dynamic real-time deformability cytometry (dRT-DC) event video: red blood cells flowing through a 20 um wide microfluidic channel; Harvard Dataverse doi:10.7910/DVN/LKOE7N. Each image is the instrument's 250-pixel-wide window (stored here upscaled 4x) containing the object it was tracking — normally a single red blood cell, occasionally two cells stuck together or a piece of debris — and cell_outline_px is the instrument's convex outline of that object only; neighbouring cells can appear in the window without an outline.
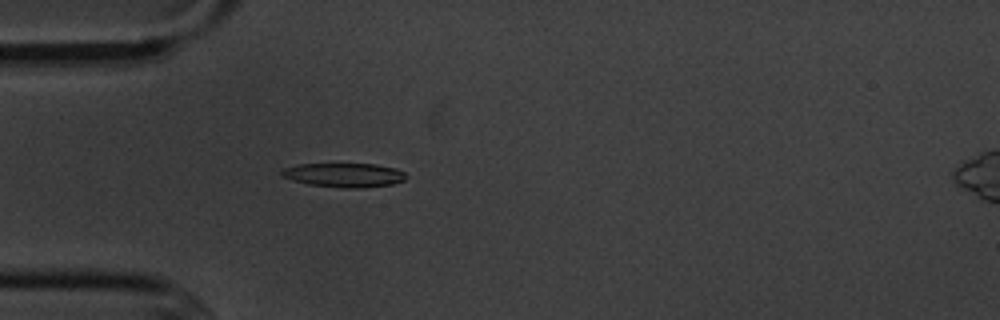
{"species": "common noctule bat (a hibernating species)", "species_latin": "Nyctalus noctula", "temperature_condition": "cold", "stored_images_in_passage": 2, "camera_frame_rate_fps": 3000, "um_per_image_px": 0.085, "animal": {"sex": "male", "body_mass_g": 20.1, "forearm_length_mm": 53.5}, "frame": {"image": 1, "passage_image": 2, "time_ms": 1.333, "image_size_px": [1000, 320], "cell_outline_px": [[408, 176], [404, 180], [392, 184], [360, 188], [344, 188], [308, 184], [292, 180], [280, 176], [280, 172], [284, 168], [296, 164], [376, 164], [396, 168], [404, 172]], "centroid_in_image_um": [29.24, 14.87], "position_along_channel_um": 55.8, "area_um2": 17.57}}